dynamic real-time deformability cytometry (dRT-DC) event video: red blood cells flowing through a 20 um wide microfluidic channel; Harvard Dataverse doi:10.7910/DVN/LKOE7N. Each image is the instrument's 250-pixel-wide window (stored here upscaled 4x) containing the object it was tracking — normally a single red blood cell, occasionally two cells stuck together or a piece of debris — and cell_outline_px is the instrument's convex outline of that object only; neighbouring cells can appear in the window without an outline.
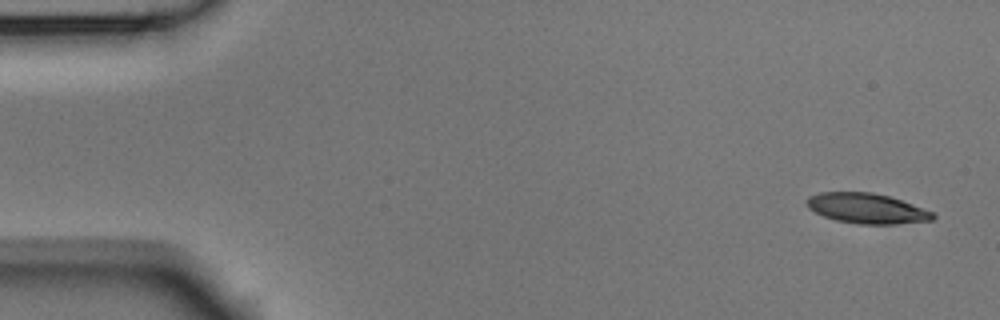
{"species": "Egyptian fruit bat (a non-hibernating species)", "species_latin": "Rousettus aegyptiacus", "temperature_condition": "room temperature", "stored_images_in_passage": 5, "camera_frame_rate_fps": 3000, "um_per_image_px": 0.085, "animal": {"sex": "male"}, "frame": {"image": 1, "passage_image": 1, "time_ms": 0.0, "image_size_px": [1000, 320], "cell_outline_px": [[936, 216], [932, 220], [896, 224], [856, 224], [836, 220], [824, 216], [808, 208], [808, 196], [820, 192], [872, 192], [888, 196], [936, 212]], "centroid_in_image_um": [73.71, 17.72], "position_along_channel_um": 11.3, "area_um2": 22.14}}
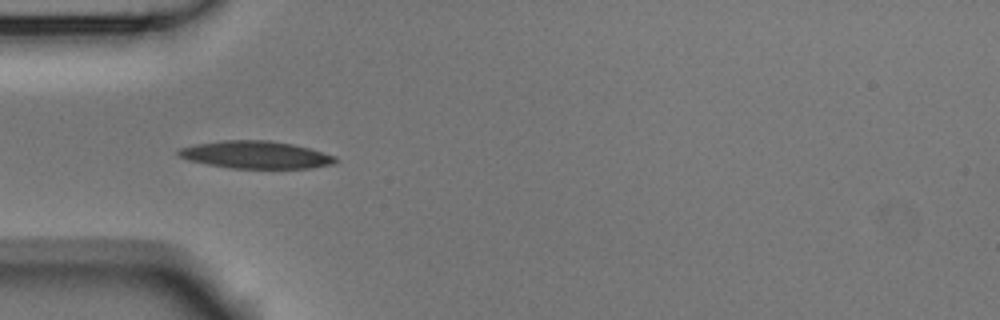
{"frame": {"image": 2, "passage_image": 4, "time_ms": 1.0, "image_size_px": [1000, 320], "cell_outline_px": [[340, 160], [332, 164], [312, 168], [232, 168], [208, 164], [188, 160], [180, 156], [176, 152], [180, 148], [196, 144], [224, 140], [268, 140], [292, 144], [308, 148], [336, 156]], "centroid_in_image_um": [21.76, 13.16], "position_along_channel_um": 63.2, "area_um2": 24.97}}
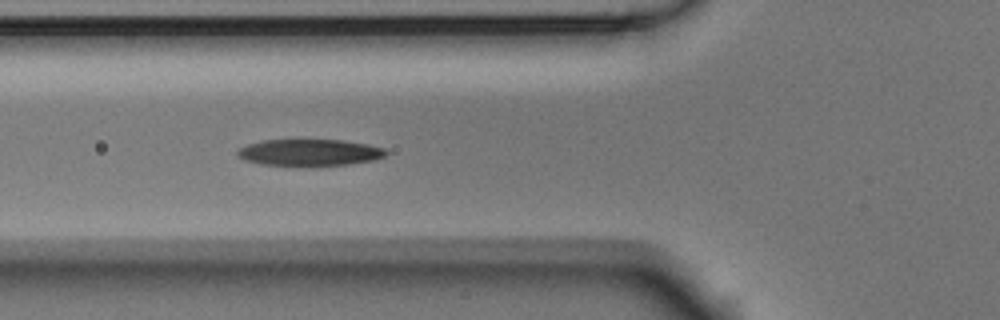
{"frame": {"image": 3, "passage_image": 5, "time_ms": 1.333, "image_size_px": [1000, 320], "cell_outline_px": [[388, 152], [384, 156], [376, 160], [348, 164], [260, 164], [244, 160], [236, 156], [236, 152], [240, 148], [248, 144], [260, 140], [296, 136], [344, 140], [368, 144], [384, 148]], "centroid_in_image_um": [26.27, 12.88], "position_along_channel_um": 99.5, "area_um2": 23.81}}